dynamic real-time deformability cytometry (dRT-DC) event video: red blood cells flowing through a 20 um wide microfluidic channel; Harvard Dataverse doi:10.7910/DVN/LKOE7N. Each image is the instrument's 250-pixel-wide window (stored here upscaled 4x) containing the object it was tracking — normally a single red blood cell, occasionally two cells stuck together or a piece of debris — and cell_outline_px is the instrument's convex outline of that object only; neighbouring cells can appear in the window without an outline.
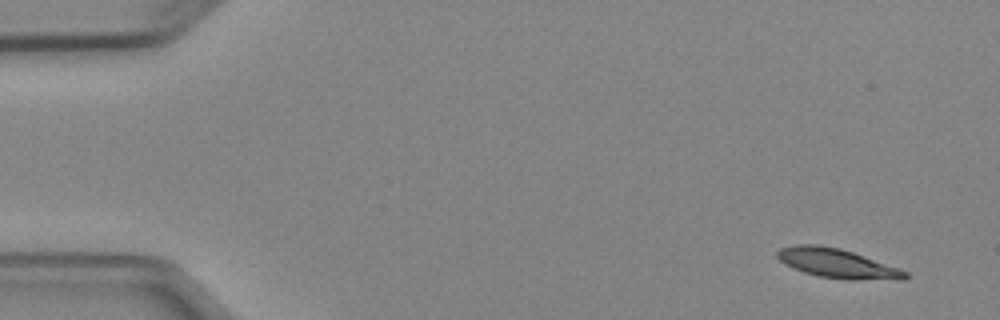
{"species": "Egyptian fruit bat (a non-hibernating species)", "species_latin": "Rousettus aegyptiacus", "temperature_condition": "cold", "stored_images_in_passage": 7, "camera_frame_rate_fps": 3000, "um_per_image_px": 0.085, "animal": {"sex": "female"}, "frame": {"image": 1, "passage_image": 1, "time_ms": 0.0, "image_size_px": [1000, 320], "cell_outline_px": [[908, 276], [904, 280], [848, 280], [820, 276], [804, 272], [784, 264], [776, 256], [776, 252], [780, 248], [796, 244], [820, 244], [840, 248], [852, 252], [908, 272]], "centroid_in_image_um": [71.14, 22.39], "position_along_channel_um": 13.9, "area_um2": 21.79}}
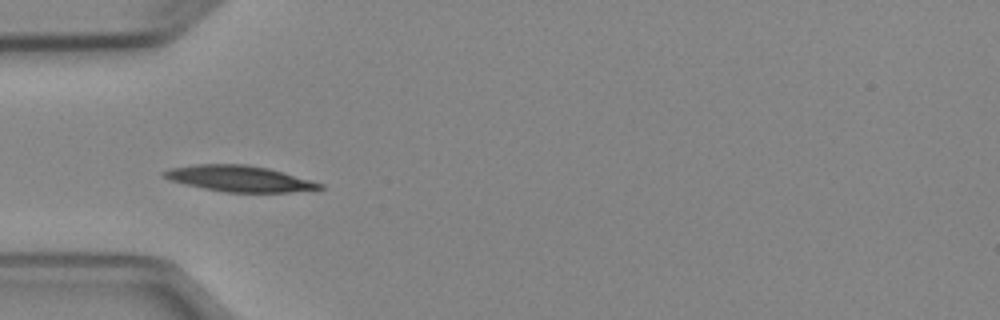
{"frame": {"image": 2, "passage_image": 4, "time_ms": 4.333, "image_size_px": [1000, 320], "cell_outline_px": [[324, 188], [288, 192], [224, 192], [184, 184], [168, 180], [160, 172], [172, 168], [196, 164], [248, 164], [268, 168], [324, 184]], "centroid_in_image_um": [20.31, 15.18], "position_along_channel_um": 64.7, "area_um2": 23.41}}
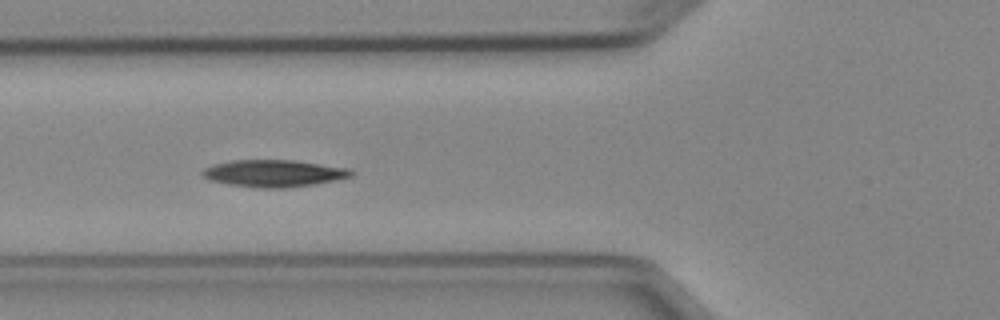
{"frame": {"image": 3, "passage_image": 5, "time_ms": 5.333, "image_size_px": [1000, 320], "cell_outline_px": [[356, 172], [352, 176], [336, 180], [316, 184], [284, 188], [260, 188], [228, 184], [208, 180], [200, 176], [200, 172], [204, 168], [212, 164], [232, 160], [296, 160], [352, 168]], "centroid_in_image_um": [23.29, 14.73], "position_along_channel_um": 102.5, "area_um2": 23.93}}